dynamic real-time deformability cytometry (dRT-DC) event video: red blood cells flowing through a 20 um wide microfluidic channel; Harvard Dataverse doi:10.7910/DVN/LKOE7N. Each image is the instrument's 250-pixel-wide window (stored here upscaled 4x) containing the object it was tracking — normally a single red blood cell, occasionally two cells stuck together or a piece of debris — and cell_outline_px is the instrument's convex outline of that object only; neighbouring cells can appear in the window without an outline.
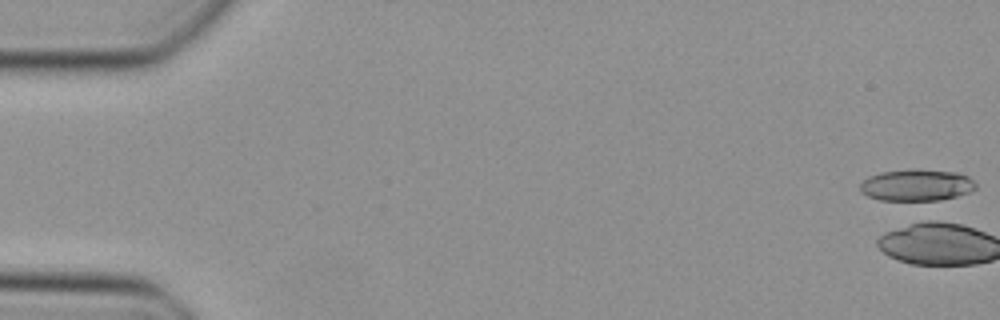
{"species": "Egyptian fruit bat (a non-hibernating species)", "species_latin": "Rousettus aegyptiacus", "temperature_condition": "cold", "stored_images_in_passage": 1, "camera_frame_rate_fps": 3000, "um_per_image_px": 0.085, "animal": {"sex": "female"}, "frame": {"image": 1, "passage_image": 1, "time_ms": 0.0, "image_size_px": [1000, 320], "cell_outline_px": [[976, 188], [968, 192], [932, 204], [928, 204], [880, 200], [868, 196], [860, 192], [860, 184], [864, 180], [880, 172], [908, 168], [912, 168], [960, 172], [968, 176], [976, 184]], "centroid_in_image_um": [77.93, 15.78], "position_along_channel_um": 7.1, "area_um2": 22.54}}